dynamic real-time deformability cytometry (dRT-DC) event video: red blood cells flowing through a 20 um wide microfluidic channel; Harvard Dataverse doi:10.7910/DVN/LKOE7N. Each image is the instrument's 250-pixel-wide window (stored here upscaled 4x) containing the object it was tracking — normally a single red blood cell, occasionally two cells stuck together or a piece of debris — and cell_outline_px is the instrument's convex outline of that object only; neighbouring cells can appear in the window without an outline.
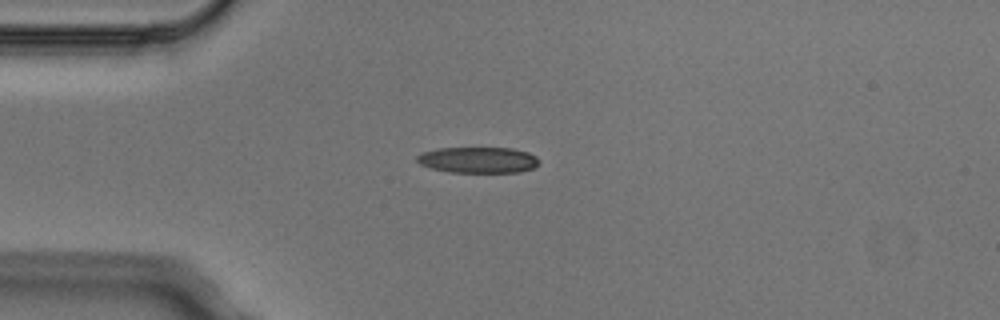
{"species": "Egyptian fruit bat (a non-hibernating species)", "species_latin": "Rousettus aegyptiacus", "temperature_condition": "cold", "stored_images_in_passage": 2, "camera_frame_rate_fps": 3000, "um_per_image_px": 0.085, "animal": {"sex": "male"}, "frame": {"image": 1, "passage_image": 1, "time_ms": 0.0, "image_size_px": [1000, 320], "cell_outline_px": [[540, 164], [536, 168], [516, 172], [448, 172], [432, 168], [420, 164], [416, 160], [416, 156], [424, 152], [436, 148], [512, 148], [528, 152], [536, 156], [540, 160]], "centroid_in_image_um": [40.68, 13.59], "position_along_channel_um": 44.3, "area_um2": 18.61}}
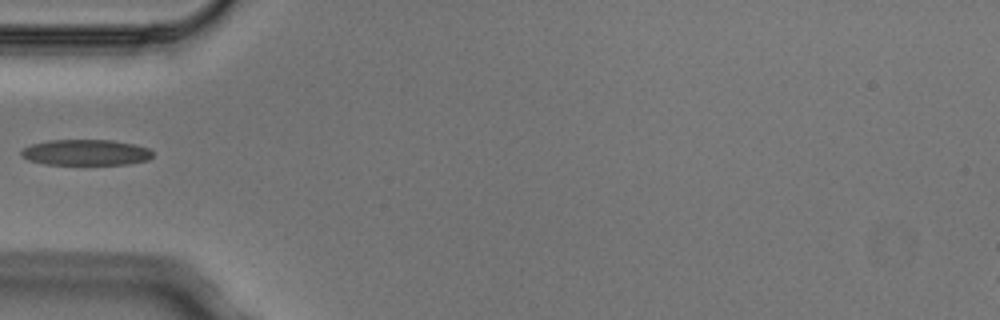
{"frame": {"image": 2, "passage_image": 2, "time_ms": 0.333, "image_size_px": [1000, 320], "cell_outline_px": [[152, 156], [148, 160], [128, 164], [44, 164], [28, 160], [20, 156], [20, 152], [24, 148], [32, 144], [48, 140], [112, 140], [136, 144], [148, 148], [152, 152]], "centroid_in_image_um": [7.29, 12.95], "position_along_channel_um": 77.7, "area_um2": 19.83}}